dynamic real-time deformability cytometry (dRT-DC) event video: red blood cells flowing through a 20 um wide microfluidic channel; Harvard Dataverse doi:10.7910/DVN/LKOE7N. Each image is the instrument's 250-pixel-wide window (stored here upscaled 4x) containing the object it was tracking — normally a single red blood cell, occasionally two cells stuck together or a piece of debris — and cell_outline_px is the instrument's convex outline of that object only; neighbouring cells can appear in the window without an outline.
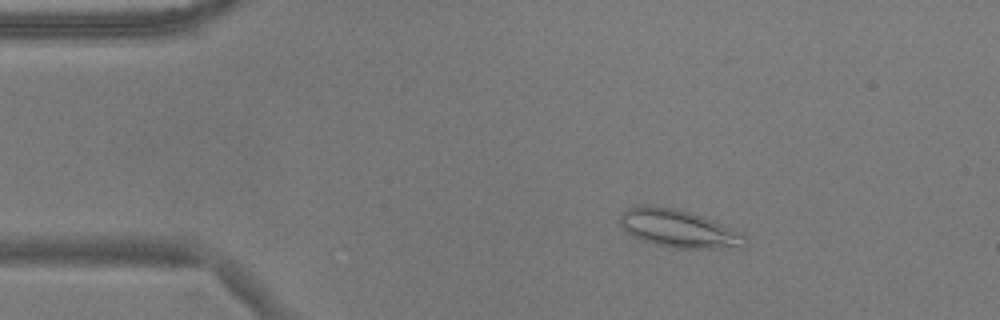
{"species": "common noctule bat (a hibernating species)", "species_latin": "Nyctalus noctula", "temperature_condition": "warm", "stored_images_in_passage": 55, "camera_frame_rate_fps": 3000, "um_per_image_px": 0.085, "animal": {"sex": "male", "body_mass_g": 17.9}, "frame": {"image": 1, "passage_image": 9, "time_ms": 2.667, "image_size_px": [1000, 320], "cell_outline_px": [[748, 240], [740, 248], [672, 248], [656, 244], [632, 236], [620, 224], [620, 216], [628, 208], [636, 204], [648, 204], [672, 208], [688, 212], [712, 220], [748, 236]], "centroid_in_image_um": [57.67, 19.43], "position_along_channel_um": 27.3, "area_um2": 27.34}}
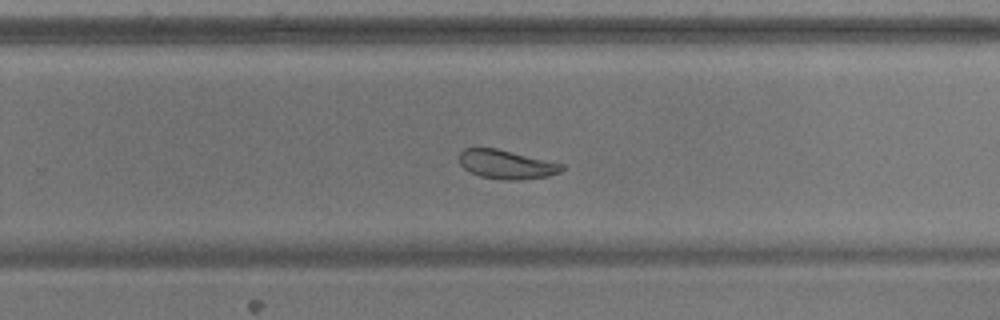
{"frame": {"image": 2, "passage_image": 35, "time_ms": 11.333, "image_size_px": [1000, 320], "cell_outline_px": [[564, 168], [560, 172], [548, 176], [520, 180], [500, 180], [480, 176], [464, 168], [460, 164], [460, 152], [464, 148], [496, 148], [564, 164]], "centroid_in_image_um": [43.06, 13.98], "position_along_channel_um": 286.7, "area_um2": 17.22}}
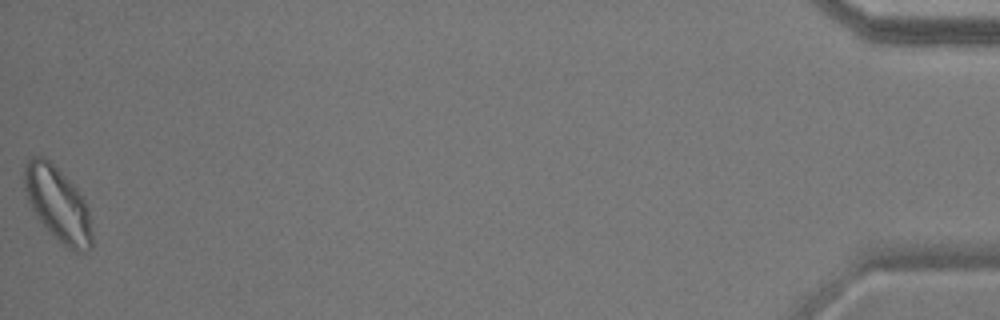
{"frame": {"image": 3, "passage_image": 55, "time_ms": 18.0, "image_size_px": [1000, 320], "cell_outline_px": [[92, 248], [84, 252], [76, 252], [60, 244], [36, 216], [28, 200], [24, 188], [24, 164], [32, 156], [44, 156], [76, 188], [84, 200], [88, 208], [92, 232]], "centroid_in_image_um": [4.91, 17.38], "position_along_channel_um": 430.3, "area_um2": 29.19}, "authors_computed_cell_mechanics": {"area_um2": 22.542, "velocity_mm_per_s": 3.6375, "shape_relaxation_time_tau1_ms": 4.9583, "shape_relaxation_time_tau2_ms": 2.4363, "deformation_change_tau1": 0.1162, "deformation_change_tau2": 0.0748}}